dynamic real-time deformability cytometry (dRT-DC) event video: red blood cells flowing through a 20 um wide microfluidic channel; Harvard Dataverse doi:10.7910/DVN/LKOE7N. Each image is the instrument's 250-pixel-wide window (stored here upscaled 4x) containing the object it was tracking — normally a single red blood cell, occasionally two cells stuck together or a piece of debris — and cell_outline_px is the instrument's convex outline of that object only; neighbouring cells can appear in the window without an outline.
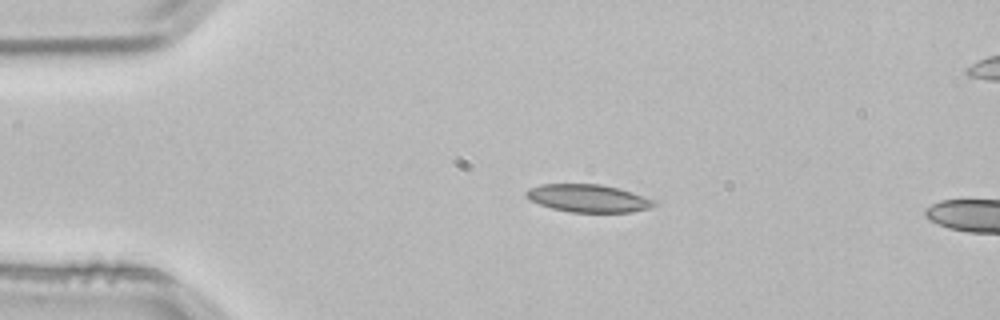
{"species": "common noctule bat (a hibernating species)", "species_latin": "Nyctalus noctula", "temperature_condition": "room temperature", "stored_images_in_passage": 3, "camera_frame_rate_fps": 3000, "um_per_image_px": 0.085, "animal": {"sex": "male", "body_mass_g": 21.5, "forearm_length_mm": 52.0}, "frame": {"image": 1, "passage_image": 1, "time_ms": 0.0, "image_size_px": [1000, 320], "cell_outline_px": [[656, 204], [648, 208], [632, 212], [568, 212], [552, 208], [540, 204], [524, 196], [524, 192], [528, 188], [540, 184], [600, 184], [632, 192], [652, 200]], "centroid_in_image_um": [49.92, 16.85], "position_along_channel_um": 35.1, "area_um2": 20.46}}